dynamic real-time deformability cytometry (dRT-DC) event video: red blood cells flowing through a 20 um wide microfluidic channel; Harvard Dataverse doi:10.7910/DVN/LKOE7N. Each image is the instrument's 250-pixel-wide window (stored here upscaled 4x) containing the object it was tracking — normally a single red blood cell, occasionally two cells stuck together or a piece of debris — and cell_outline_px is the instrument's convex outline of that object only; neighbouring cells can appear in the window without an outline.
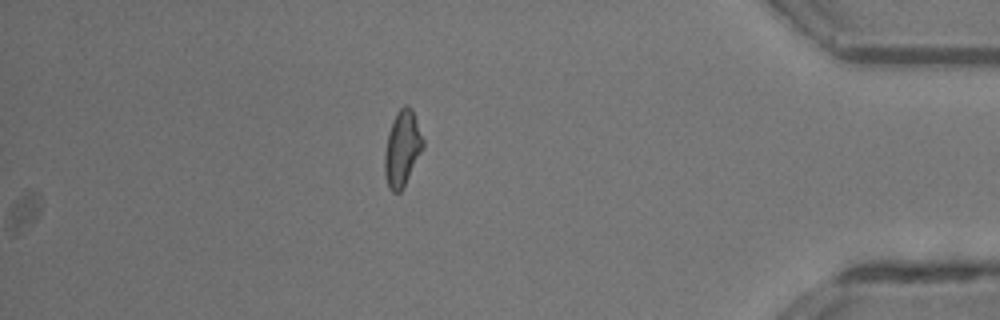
{"species": "common noctule bat (a hibernating species)", "species_latin": "Nyctalus noctula", "temperature_condition": "room temperature", "stored_images_in_passage": 53, "camera_frame_rate_fps": 3000, "um_per_image_px": 0.085, "animal": {"sex": "male", "body_mass_g": 13.3}, "frame": {"image": 1, "passage_image": 53, "time_ms": 17.333, "image_size_px": [1000, 320], "cell_outline_px": [[424, 148], [400, 192], [392, 192], [388, 188], [384, 172], [384, 152], [388, 132], [392, 120], [396, 112], [404, 104], [408, 104], [412, 108], [424, 140]], "centroid_in_image_um": [34.18, 12.58], "position_along_channel_um": 401.0, "area_um2": 17.11}}